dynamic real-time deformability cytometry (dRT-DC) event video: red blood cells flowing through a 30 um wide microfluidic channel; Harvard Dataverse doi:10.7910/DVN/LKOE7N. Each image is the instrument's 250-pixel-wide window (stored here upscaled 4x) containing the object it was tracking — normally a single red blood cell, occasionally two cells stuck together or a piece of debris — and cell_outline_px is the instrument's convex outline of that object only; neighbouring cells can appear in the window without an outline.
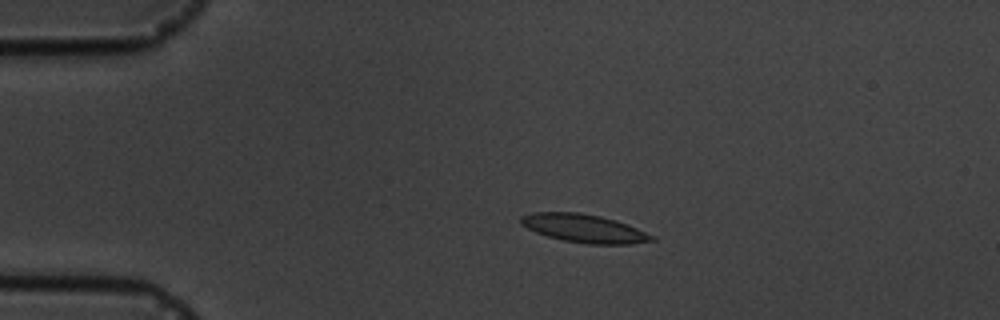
{"species": "common noctule bat (a hibernating species)", "species_latin": "Nyctalus noctula", "temperature_condition": "cold", "stored_images_in_passage": 4, "camera_frame_rate_fps": 3000, "um_per_image_px": 0.085, "animal": {"sex": "male", "body_mass_g": 19.5, "forearm_length_mm": 54.6}, "frame": {"image": 1, "passage_image": 2, "time_ms": 1.0, "image_size_px": [1000, 320], "cell_outline_px": [[656, 240], [632, 244], [588, 244], [560, 240], [536, 232], [520, 224], [520, 216], [532, 212], [580, 212], [600, 216], [616, 220], [628, 224], [656, 236]], "centroid_in_image_um": [49.67, 19.41], "position_along_channel_um": 35.3, "area_um2": 21.79}}
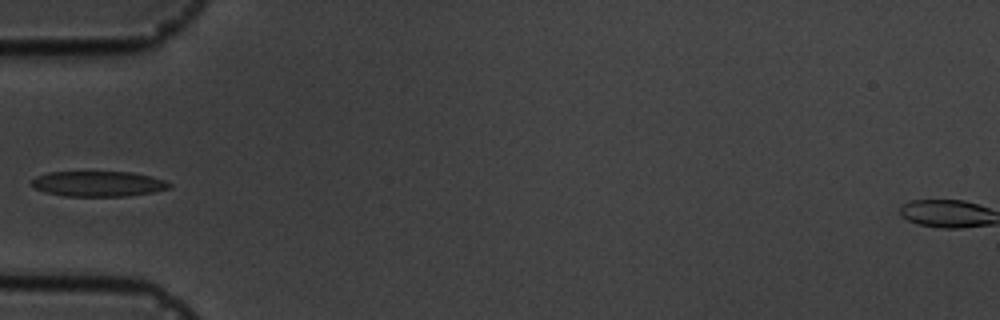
{"frame": {"image": 2, "passage_image": 4, "time_ms": 3.333, "image_size_px": [1000, 320], "cell_outline_px": [[172, 188], [152, 192], [128, 196], [64, 196], [48, 192], [36, 188], [32, 184], [32, 180], [36, 176], [48, 172], [132, 172], [152, 176], [164, 180], [172, 184]], "centroid_in_image_um": [8.41, 15.62], "position_along_channel_um": 76.6, "area_um2": 20.29}}